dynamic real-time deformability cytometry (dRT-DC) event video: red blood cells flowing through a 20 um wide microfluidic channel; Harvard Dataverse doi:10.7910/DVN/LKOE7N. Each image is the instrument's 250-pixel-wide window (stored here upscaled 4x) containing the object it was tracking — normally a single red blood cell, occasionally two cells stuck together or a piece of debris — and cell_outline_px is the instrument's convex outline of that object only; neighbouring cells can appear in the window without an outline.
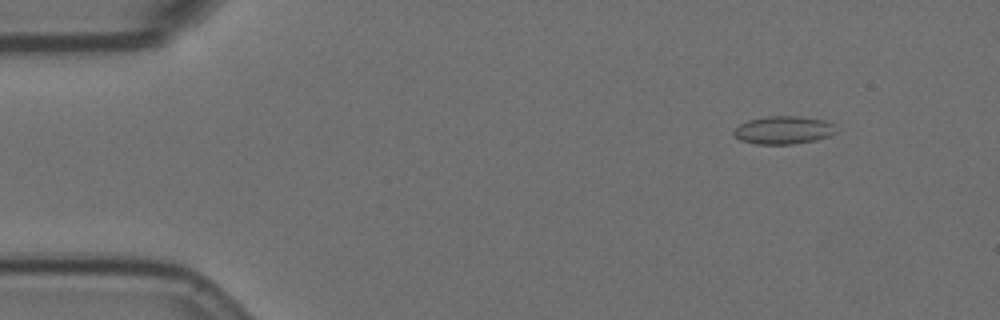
{"species": "Egyptian fruit bat (a non-hibernating species)", "species_latin": "Rousettus aegyptiacus", "temperature_condition": "room temperature", "stored_images_in_passage": 57, "camera_frame_rate_fps": 3000, "um_per_image_px": 0.085, "animal": {"sex": "female"}, "frame": {"image": 1, "passage_image": 6, "time_ms": 1.667, "image_size_px": [1000, 320], "cell_outline_px": [[840, 128], [836, 132], [828, 136], [816, 140], [792, 144], [756, 144], [740, 140], [732, 136], [732, 128], [748, 120], [768, 116], [800, 116], [824, 120]], "centroid_in_image_um": [66.56, 11.06], "position_along_channel_um": 18.4, "area_um2": 16.94}}
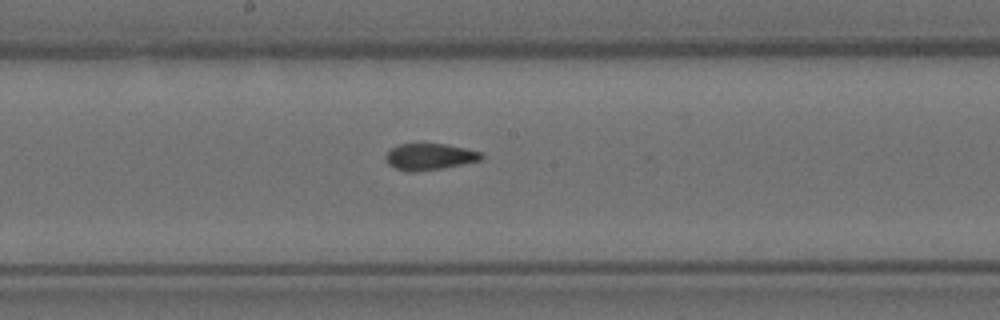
{"frame": {"image": 2, "passage_image": 30, "time_ms": 9.667, "image_size_px": [1000, 320], "cell_outline_px": [[484, 160], [444, 168], [416, 172], [408, 172], [396, 168], [388, 164], [384, 156], [392, 148], [400, 144], [448, 144], [480, 152], [484, 156]], "centroid_in_image_um": [36.54, 13.33], "position_along_channel_um": 211.7, "area_um2": 14.85}}
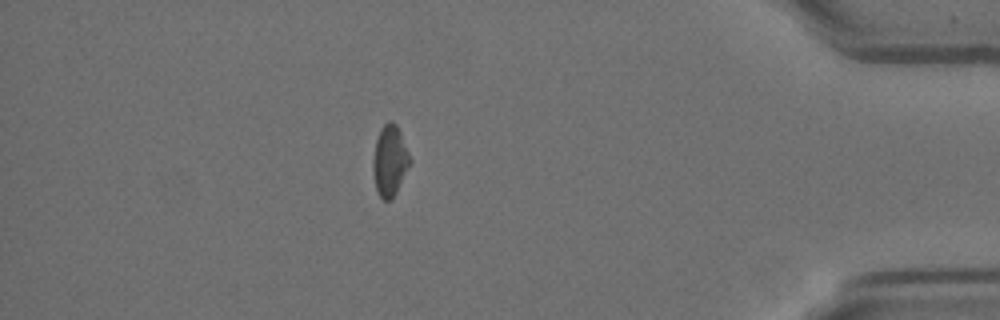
{"frame": {"image": 3, "passage_image": 50, "time_ms": 16.333, "image_size_px": [1000, 320], "cell_outline_px": [[412, 160], [396, 192], [388, 200], [384, 200], [380, 196], [376, 188], [372, 168], [372, 160], [376, 140], [380, 128], [388, 120], [392, 120], [396, 124], [400, 132]], "centroid_in_image_um": [33.12, 13.61], "position_along_channel_um": 402.1, "area_um2": 15.14}, "authors_computed_cell_mechanics": {"area_um2": 15.3748, "velocity_mm_per_s": 3.5112, "shape_relaxation_time_tau1_ms": 7.1251, "shape_relaxation_time_tau2_ms": 2.0491, "deformation_change_tau1": 0.1138, "deformation_change_tau2": 0.0592}}